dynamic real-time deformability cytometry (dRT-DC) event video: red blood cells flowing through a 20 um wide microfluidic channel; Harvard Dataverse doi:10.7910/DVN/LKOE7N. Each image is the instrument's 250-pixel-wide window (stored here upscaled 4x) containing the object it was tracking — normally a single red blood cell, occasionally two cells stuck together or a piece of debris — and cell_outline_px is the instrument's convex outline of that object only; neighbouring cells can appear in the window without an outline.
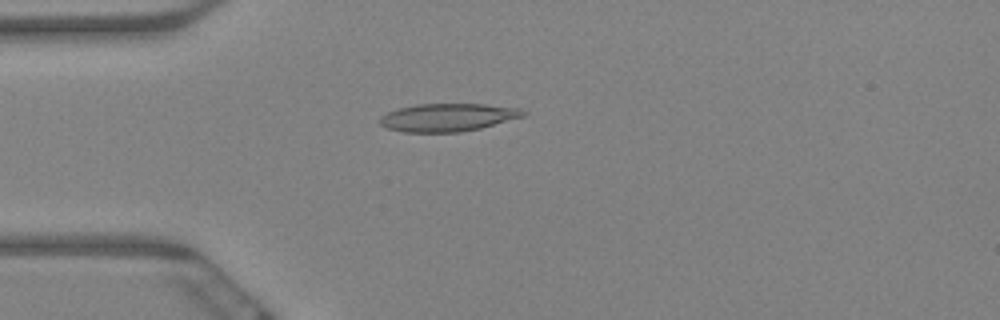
{"species": "Egyptian fruit bat (a non-hibernating species)", "species_latin": "Rousettus aegyptiacus", "temperature_condition": "warm", "stored_images_in_passage": 60, "camera_frame_rate_fps": 3000, "um_per_image_px": 0.085, "animal": {"sex": "female"}, "frame": {"image": 1, "passage_image": 16, "time_ms": 5.0, "image_size_px": [1000, 320], "cell_outline_px": [[528, 112], [524, 116], [480, 128], [460, 132], [404, 132], [388, 128], [380, 124], [380, 116], [396, 108], [416, 104], [484, 104], [520, 108]], "centroid_in_image_um": [38.05, 9.97], "position_along_channel_um": 46.9, "area_um2": 23.29}}
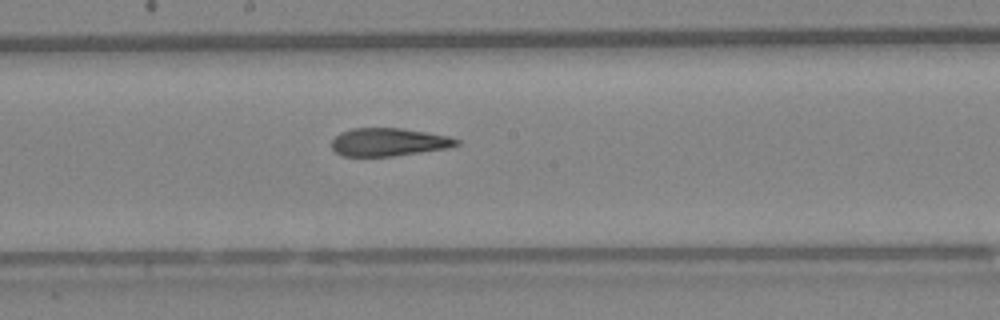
{"frame": {"image": 2, "passage_image": 32, "time_ms": 10.333, "image_size_px": [1000, 320], "cell_outline_px": [[460, 144], [448, 148], [392, 156], [340, 156], [332, 148], [332, 140], [340, 132], [352, 128], [400, 128], [428, 132], [448, 136], [460, 140]], "centroid_in_image_um": [33.03, 12.07], "position_along_channel_um": 215.2, "area_um2": 20.4}}
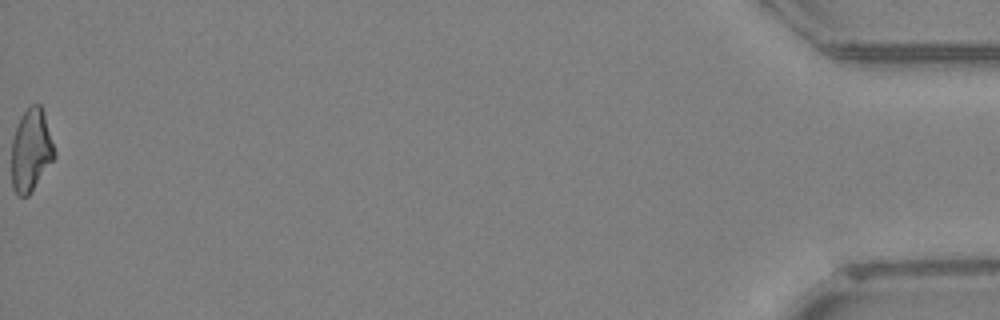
{"frame": {"image": 3, "passage_image": 60, "time_ms": 19.667, "image_size_px": [1000, 320], "cell_outline_px": [[56, 156], [28, 196], [16, 196], [12, 188], [12, 140], [20, 116], [32, 104], [40, 104], [56, 152]], "centroid_in_image_um": [2.62, 12.81], "position_along_channel_um": 432.6, "area_um2": 20.4}, "authors_computed_cell_mechanics": {"area_um2": 21.5594, "velocity_mm_per_s": 3.4294, "shape_relaxation_time_tau1_ms": null, "shape_relaxation_time_tau2_ms": 2.5435, "deformation_change_tau1": null, "deformation_change_tau2": 0.1095}}